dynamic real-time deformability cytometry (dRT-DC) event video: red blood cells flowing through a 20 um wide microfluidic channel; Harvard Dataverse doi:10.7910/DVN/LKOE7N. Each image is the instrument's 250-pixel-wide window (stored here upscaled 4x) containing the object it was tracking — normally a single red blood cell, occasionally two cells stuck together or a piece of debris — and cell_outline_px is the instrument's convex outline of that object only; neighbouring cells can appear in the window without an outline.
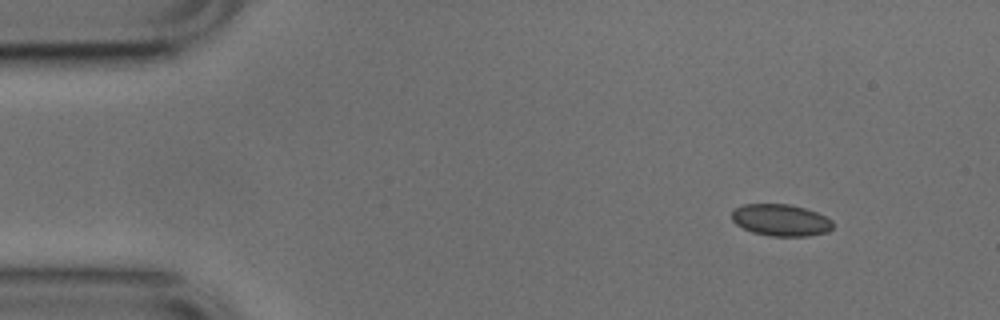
{"species": "common noctule bat (a hibernating species)", "species_latin": "Nyctalus noctula", "temperature_condition": "cold", "stored_images_in_passage": 48, "camera_frame_rate_fps": 3000, "um_per_image_px": 0.085, "animal": {"sex": "male", "body_mass_g": 17.9, "forearm_length_mm": 54.2}, "frame": {"image": 1, "passage_image": 1, "time_ms": 0.0, "image_size_px": [1000, 320], "cell_outline_px": [[832, 228], [828, 232], [808, 236], [768, 236], [752, 232], [736, 224], [732, 220], [732, 212], [736, 208], [744, 204], [788, 204], [804, 208], [816, 212], [832, 220]], "centroid_in_image_um": [66.36, 18.72], "position_along_channel_um": 18.6, "area_um2": 18.67}}
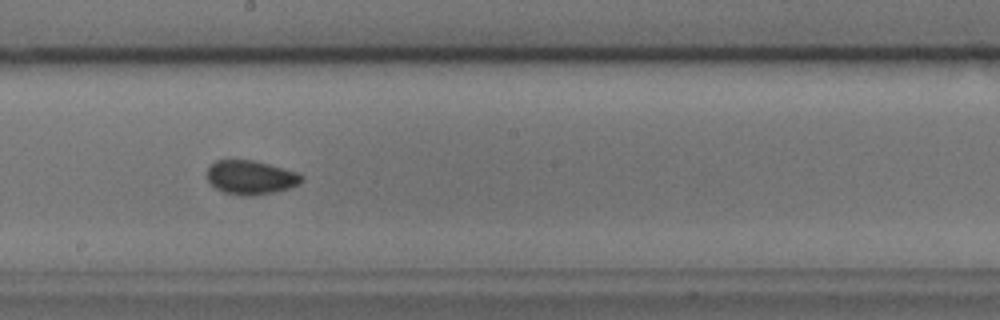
{"frame": {"image": 2, "passage_image": 24, "time_ms": 7.667, "image_size_px": [1000, 320], "cell_outline_px": [[304, 180], [300, 184], [276, 192], [252, 196], [240, 196], [224, 192], [216, 188], [208, 180], [208, 168], [216, 160], [252, 160], [268, 164], [296, 172], [304, 176]], "centroid_in_image_um": [21.34, 15.09], "position_along_channel_um": 226.9, "area_um2": 18.67}}
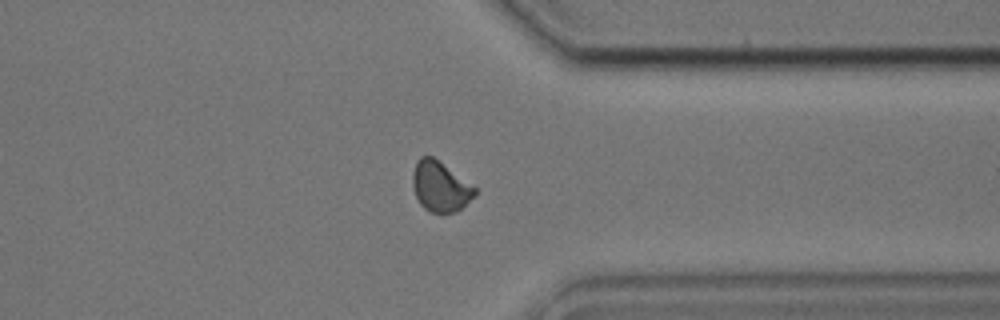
{"frame": {"image": 3, "passage_image": 36, "time_ms": 11.667, "image_size_px": [1000, 320], "cell_outline_px": [[476, 192], [456, 212], [428, 212], [420, 204], [416, 196], [412, 184], [412, 172], [416, 160], [420, 156], [432, 156], [476, 188]], "centroid_in_image_um": [37.35, 15.84], "position_along_channel_um": 374.0, "area_um2": 17.8}, "authors_computed_cell_mechanics": {"area_um2": 18.4093, "velocity_mm_per_s": 3.7758, "shape_relaxation_time_tau1_ms": 5.5721, "shape_relaxation_time_tau2_ms": 1.3912, "deformation_change_tau1": 0.062, "deformation_change_tau2": 0.0505}}